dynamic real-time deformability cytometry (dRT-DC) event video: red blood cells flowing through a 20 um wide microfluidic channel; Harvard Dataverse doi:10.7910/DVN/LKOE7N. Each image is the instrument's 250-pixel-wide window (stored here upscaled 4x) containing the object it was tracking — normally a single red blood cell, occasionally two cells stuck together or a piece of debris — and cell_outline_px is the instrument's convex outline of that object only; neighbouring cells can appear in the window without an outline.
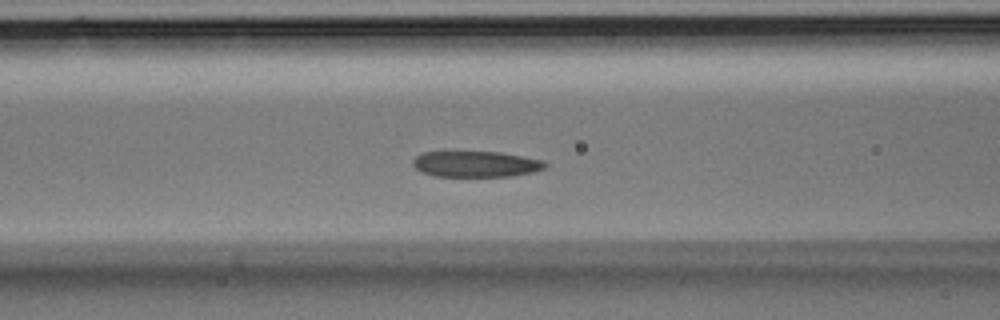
{"species": "Egyptian fruit bat (a non-hibernating species)", "species_latin": "Rousettus aegyptiacus", "temperature_condition": "room temperature", "stored_images_in_passage": 30, "camera_frame_rate_fps": 3000, "um_per_image_px": 0.085, "animal": {"sex": "male"}, "frame": {"image": 1, "passage_image": 10, "time_ms": 3.0, "image_size_px": [1000, 320], "cell_outline_px": [[548, 164], [544, 168], [536, 172], [512, 176], [436, 176], [420, 172], [412, 164], [412, 160], [416, 156], [424, 152], [444, 148], [500, 152], [524, 156], [544, 160]], "centroid_in_image_um": [40.39, 13.89], "position_along_channel_um": 126.2, "area_um2": 21.21}}
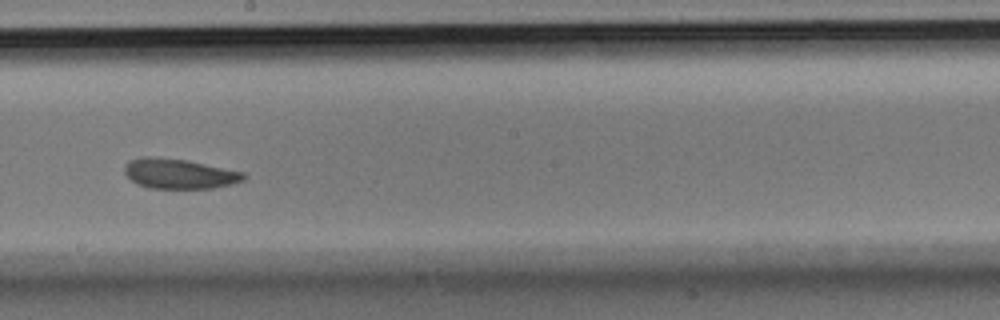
{"frame": {"image": 2, "passage_image": 16, "time_ms": 5.0, "image_size_px": [1000, 320], "cell_outline_px": [[248, 176], [244, 180], [232, 184], [212, 188], [148, 188], [136, 184], [124, 172], [124, 164], [128, 160], [140, 156], [148, 156], [188, 160], [244, 172]], "centroid_in_image_um": [15.21, 14.75], "position_along_channel_um": 233.0, "area_um2": 21.04}}
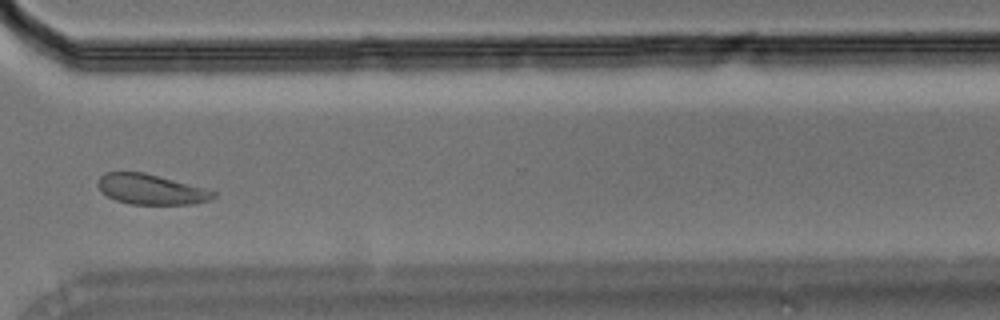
{"frame": {"image": 3, "passage_image": 23, "time_ms": 7.333, "image_size_px": [1000, 320], "cell_outline_px": [[216, 196], [212, 200], [192, 204], [132, 204], [116, 200], [100, 192], [96, 184], [100, 176], [104, 172], [144, 172], [204, 188], [216, 192]], "centroid_in_image_um": [12.81, 16.09], "position_along_channel_um": 357.8, "area_um2": 20.35}}